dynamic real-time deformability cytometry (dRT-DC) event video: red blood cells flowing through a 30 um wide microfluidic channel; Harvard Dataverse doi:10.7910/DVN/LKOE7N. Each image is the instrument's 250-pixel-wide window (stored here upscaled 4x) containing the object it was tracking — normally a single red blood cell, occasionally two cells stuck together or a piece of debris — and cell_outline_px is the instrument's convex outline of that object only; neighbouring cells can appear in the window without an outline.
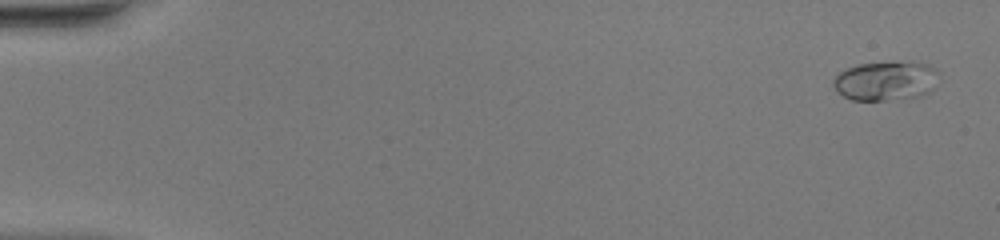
{"species": "common noctule bat (a hibernating species)", "species_latin": "Nyctalus noctula", "temperature_condition": "warm", "stored_images_in_passage": 51, "camera_frame_rate_fps": 3000, "um_per_image_px": 0.085, "animal": {"sex": "female", "body_mass_g": 20.0, "forearm_length_mm": 54.0}, "frame": {"image": 1, "passage_image": 2, "time_ms": 0.333, "image_size_px": [1000, 240], "cell_outline_px": [[940, 72], [932, 88], [928, 92], [920, 96], [884, 100], [852, 100], [836, 92], [832, 84], [832, 80], [840, 72], [848, 68], [860, 64], [912, 60], [928, 64], [936, 68]], "centroid_in_image_um": [75.3, 6.85], "position_along_channel_um": 9.7, "area_um2": 24.45}}
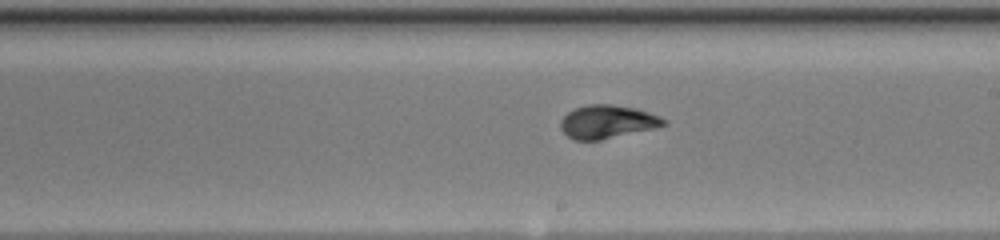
{"frame": {"image": 2, "passage_image": 30, "time_ms": 9.667, "image_size_px": [1000, 240], "cell_outline_px": [[668, 124], [656, 128], [600, 140], [572, 140], [560, 128], [560, 120], [568, 112], [576, 108], [588, 104], [612, 104], [636, 108], [660, 116], [668, 120]], "centroid_in_image_um": [51.65, 10.35], "position_along_channel_um": 237.4, "area_um2": 20.17}}
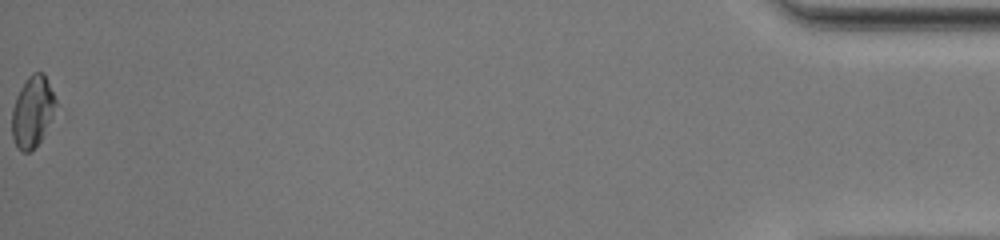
{"frame": {"image": 3, "passage_image": 51, "time_ms": 16.667, "image_size_px": [1000, 240], "cell_outline_px": [[56, 104], [52, 116], [40, 140], [28, 152], [20, 152], [12, 136], [12, 108], [16, 96], [20, 88], [28, 76], [32, 72], [44, 72], [56, 100]], "centroid_in_image_um": [2.74, 9.45], "position_along_channel_um": 432.5, "area_um2": 17.86}, "authors_computed_cell_mechanics": {"area_um2": 19.9988, "velocity_mm_per_s": 4.1237, "shape_relaxation_time_tau1_ms": 4.3586, "shape_relaxation_time_tau2_ms": null, "deformation_change_tau1": 0.1992, "deformation_change_tau2": null}}